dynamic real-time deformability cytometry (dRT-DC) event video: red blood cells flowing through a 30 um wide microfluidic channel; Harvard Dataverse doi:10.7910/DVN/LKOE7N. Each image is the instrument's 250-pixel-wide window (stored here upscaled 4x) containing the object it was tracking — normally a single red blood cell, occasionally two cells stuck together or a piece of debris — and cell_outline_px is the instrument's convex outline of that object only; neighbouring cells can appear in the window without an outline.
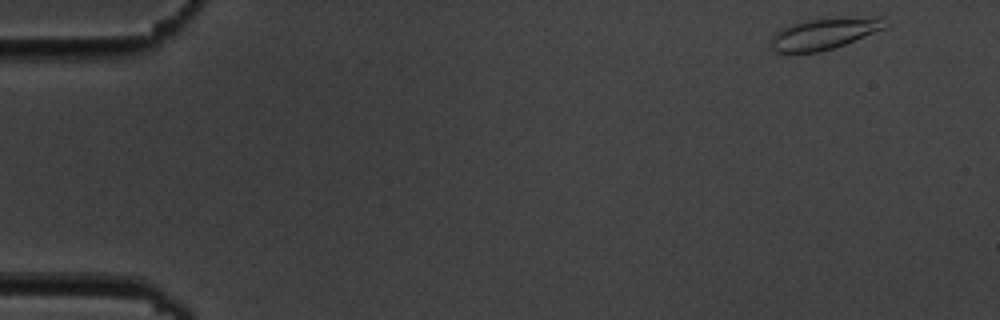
{"species": "common noctule bat (a hibernating species)", "species_latin": "Nyctalus noctula", "temperature_condition": "cold", "stored_images_in_passage": 7, "camera_frame_rate_fps": 3000, "um_per_image_px": 0.085, "animal": {"sex": "male", "body_mass_g": 19.5, "forearm_length_mm": 54.6}, "frame": {"image": 1, "passage_image": 1, "time_ms": 0.0, "image_size_px": [1000, 320], "cell_outline_px": [[884, 28], [844, 44], [820, 52], [776, 52], [772, 48], [768, 40], [780, 28], [804, 20], [840, 16], [880, 16]], "centroid_in_image_um": [69.99, 2.83], "position_along_channel_um": 15.0, "area_um2": 20.92}}
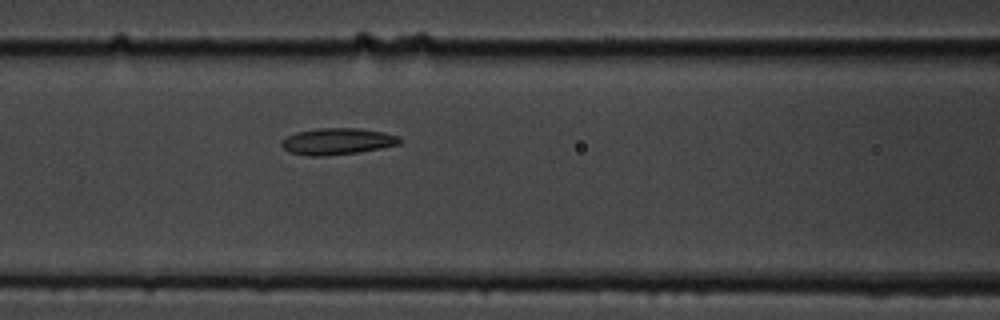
{"frame": {"image": 2, "passage_image": 7, "time_ms": 7.0, "image_size_px": [1000, 320], "cell_outline_px": [[404, 140], [400, 144], [360, 152], [324, 156], [308, 156], [288, 152], [280, 144], [280, 140], [296, 132], [320, 128], [360, 128], [384, 132], [400, 136]], "centroid_in_image_um": [28.69, 12.01], "position_along_channel_um": 137.9, "area_um2": 18.5}}